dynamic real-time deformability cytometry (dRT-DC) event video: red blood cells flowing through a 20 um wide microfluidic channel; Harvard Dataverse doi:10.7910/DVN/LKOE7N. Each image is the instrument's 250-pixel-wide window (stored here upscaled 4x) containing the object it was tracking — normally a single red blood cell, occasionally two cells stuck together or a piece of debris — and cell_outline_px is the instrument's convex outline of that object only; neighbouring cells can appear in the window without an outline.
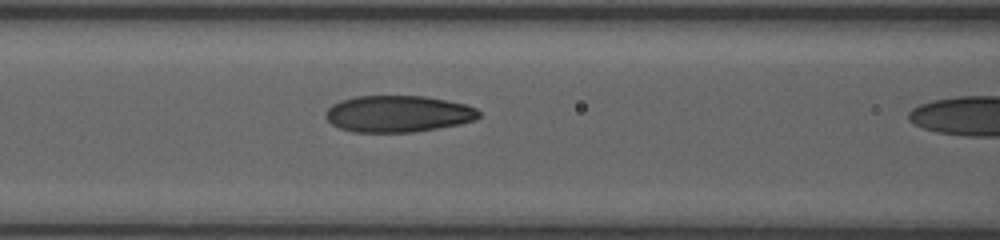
{"species": "human", "species_latin": "Homo sapiens", "temperature_condition": "room temperature", "stored_images_in_passage": 23, "camera_frame_rate_fps": 3000, "um_per_image_px": 0.085, "donor": {"sex": "female"}, "frame": {"image": 1, "passage_image": 22, "time_ms": 7.0, "image_size_px": [1000, 240], "cell_outline_px": [[480, 116], [476, 120], [460, 124], [412, 132], [352, 132], [340, 128], [332, 124], [324, 116], [324, 112], [332, 104], [340, 100], [356, 96], [424, 96], [464, 104], [476, 108], [480, 112]], "centroid_in_image_um": [33.81, 9.67], "position_along_channel_um": 132.8, "area_um2": 32.71}}